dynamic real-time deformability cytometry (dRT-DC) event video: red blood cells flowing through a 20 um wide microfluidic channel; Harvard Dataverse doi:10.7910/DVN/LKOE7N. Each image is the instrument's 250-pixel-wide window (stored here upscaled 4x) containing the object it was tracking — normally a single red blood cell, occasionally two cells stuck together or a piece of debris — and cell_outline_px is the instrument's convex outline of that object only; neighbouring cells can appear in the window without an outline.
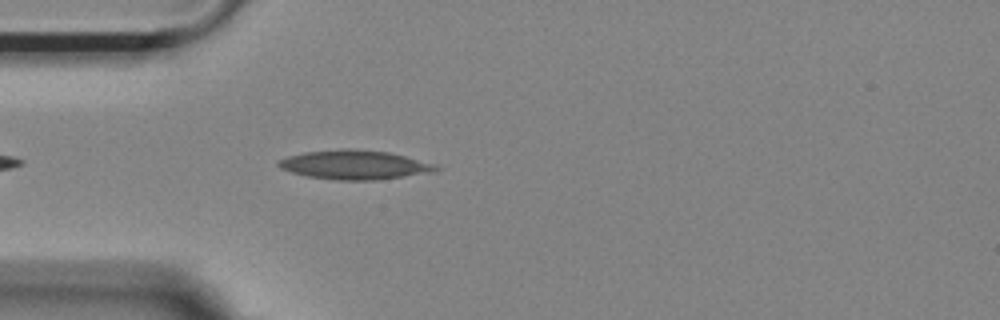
{"species": "Egyptian fruit bat (a non-hibernating species)", "species_latin": "Rousettus aegyptiacus", "temperature_condition": "room temperature", "stored_images_in_passage": 7, "camera_frame_rate_fps": 3000, "um_per_image_px": 0.085, "animal": {"sex": "female"}, "frame": {"image": 1, "passage_image": 5, "time_ms": 1.333, "image_size_px": [1000, 320], "cell_outline_px": [[440, 168], [428, 172], [372, 180], [336, 180], [308, 176], [292, 172], [280, 168], [276, 164], [280, 160], [288, 156], [304, 152], [340, 148], [352, 148], [388, 152], [436, 164]], "centroid_in_image_um": [30.07, 13.99], "position_along_channel_um": 54.9, "area_um2": 26.36}}